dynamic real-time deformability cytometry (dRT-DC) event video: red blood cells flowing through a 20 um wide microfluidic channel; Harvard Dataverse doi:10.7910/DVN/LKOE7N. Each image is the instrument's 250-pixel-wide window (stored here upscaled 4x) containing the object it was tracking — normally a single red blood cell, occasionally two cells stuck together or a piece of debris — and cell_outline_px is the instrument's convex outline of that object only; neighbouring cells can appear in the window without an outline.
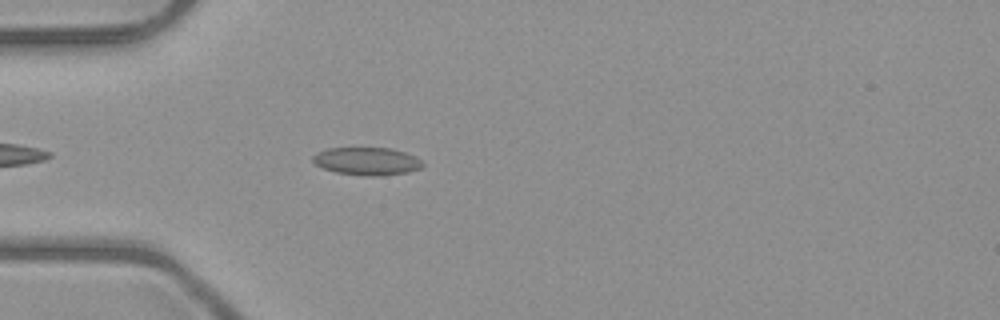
{"species": "common noctule bat (a hibernating species)", "species_latin": "Nyctalus noctula", "temperature_condition": "room temperature", "stored_images_in_passage": 10, "camera_frame_rate_fps": 3000, "um_per_image_px": 0.085, "animal": {"sex": "male", "body_mass_g": 23.1, "forearm_length_mm": 52.7}, "frame": {"image": 1, "passage_image": 6, "time_ms": 1.667, "image_size_px": [1000, 320], "cell_outline_px": [[424, 164], [420, 168], [408, 172], [380, 176], [368, 176], [336, 172], [324, 168], [316, 164], [312, 160], [312, 156], [316, 152], [328, 148], [392, 148], [416, 156]], "centroid_in_image_um": [31.19, 13.7], "position_along_channel_um": 53.8, "area_um2": 17.74}}
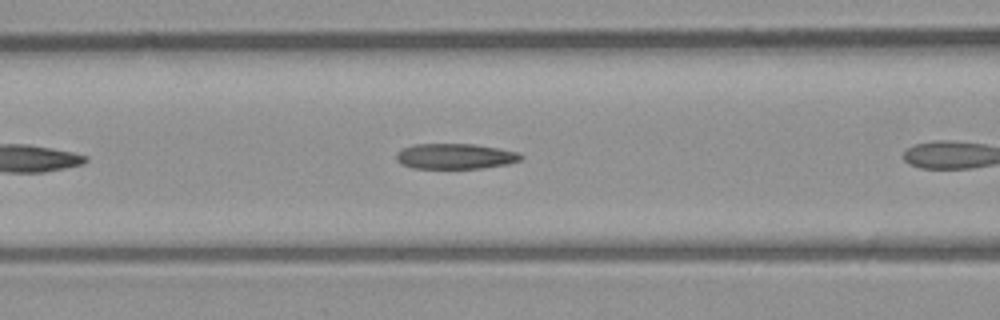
{"frame": {"image": 2, "passage_image": 9, "time_ms": 2.667, "image_size_px": [1000, 320], "cell_outline_px": [[524, 156], [520, 160], [508, 164], [480, 168], [412, 168], [400, 164], [396, 160], [396, 152], [412, 144], [472, 144], [500, 148], [520, 152]], "centroid_in_image_um": [38.69, 13.28], "position_along_channel_um": 127.9, "area_um2": 18.61}}